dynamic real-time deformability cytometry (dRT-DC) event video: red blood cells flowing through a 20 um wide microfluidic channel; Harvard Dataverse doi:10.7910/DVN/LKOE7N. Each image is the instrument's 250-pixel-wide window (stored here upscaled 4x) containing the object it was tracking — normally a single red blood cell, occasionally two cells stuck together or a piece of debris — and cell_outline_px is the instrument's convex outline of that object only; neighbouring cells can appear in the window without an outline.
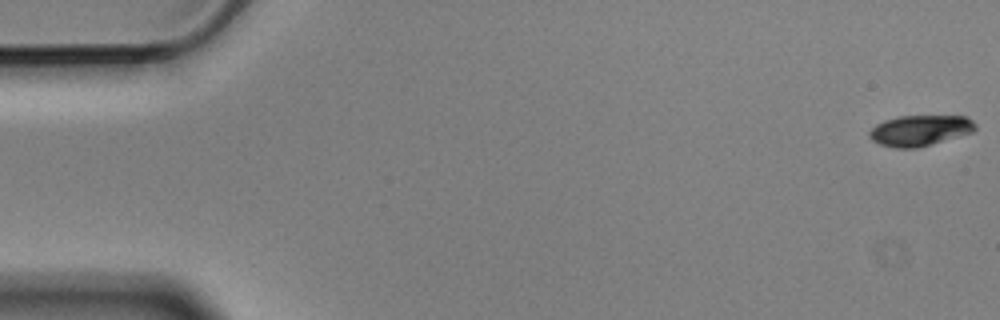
{"species": "Egyptian fruit bat (a non-hibernating species)", "species_latin": "Rousettus aegyptiacus", "temperature_condition": "cold", "stored_images_in_passage": 2, "segment_of_instrument_passage": [2, 2], "camera_frame_rate_fps": 3000, "um_per_image_px": 0.085, "animal": {"sex": "male"}, "frame": {"image": 1, "passage_image": 2, "time_ms": 0.333, "image_size_px": [1000, 320], "cell_outline_px": [[976, 128], [972, 132], [916, 148], [896, 148], [880, 144], [872, 140], [868, 136], [868, 132], [876, 124], [884, 120], [896, 116], [968, 116], [976, 124]], "centroid_in_image_um": [78.17, 11.07], "position_along_channel_um": 6.8, "area_um2": 18.9}}